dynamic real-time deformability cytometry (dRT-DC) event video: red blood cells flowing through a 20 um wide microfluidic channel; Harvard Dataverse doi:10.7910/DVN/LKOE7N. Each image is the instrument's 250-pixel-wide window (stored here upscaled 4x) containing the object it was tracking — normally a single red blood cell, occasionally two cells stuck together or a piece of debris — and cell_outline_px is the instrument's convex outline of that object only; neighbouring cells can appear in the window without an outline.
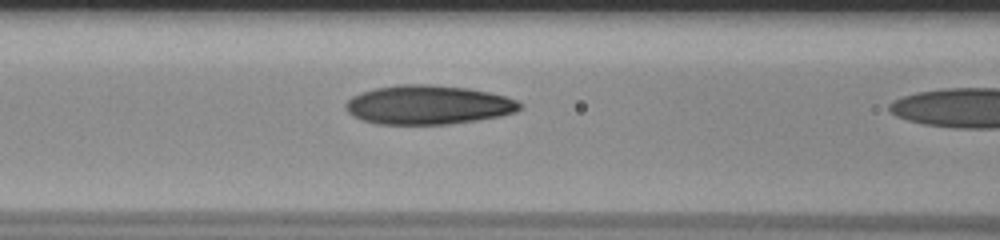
{"species": "human", "species_latin": "Homo sapiens", "temperature_condition": "room temperature", "stored_images_in_passage": 20, "camera_frame_rate_fps": 3000, "um_per_image_px": 0.085, "donor": {"sex": "male"}, "frame": {"image": 1, "passage_image": 19, "time_ms": 6.0, "image_size_px": [1000, 240], "cell_outline_px": [[520, 108], [516, 112], [500, 116], [476, 120], [448, 124], [376, 124], [360, 120], [352, 116], [344, 108], [344, 104], [352, 96], [360, 92], [376, 88], [396, 84], [428, 84], [468, 88], [488, 92], [504, 96], [516, 100], [520, 104]], "centroid_in_image_um": [36.33, 8.91], "position_along_channel_um": 130.3, "area_um2": 39.77}}